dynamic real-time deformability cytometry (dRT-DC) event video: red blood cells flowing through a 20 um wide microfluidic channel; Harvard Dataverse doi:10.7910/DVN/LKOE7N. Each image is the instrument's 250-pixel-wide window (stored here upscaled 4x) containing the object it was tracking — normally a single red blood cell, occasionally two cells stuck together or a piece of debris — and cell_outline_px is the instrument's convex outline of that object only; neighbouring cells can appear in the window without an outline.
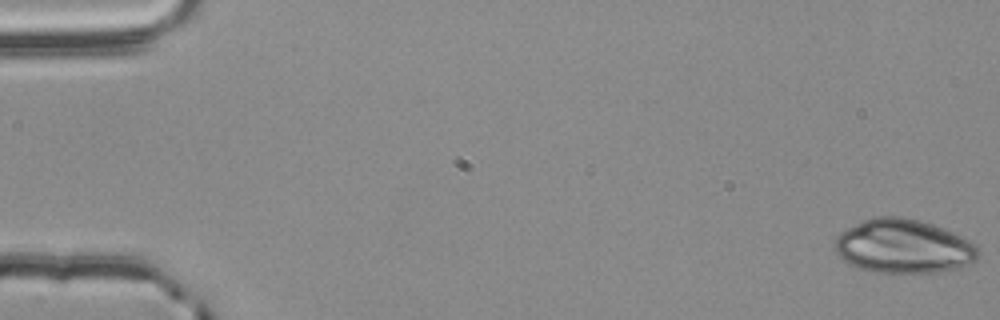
{"species": "common noctule bat (a hibernating species)", "species_latin": "Nyctalus noctula", "temperature_condition": "room temperature", "stored_images_in_passage": 56, "camera_frame_rate_fps": 3000, "um_per_image_px": 0.085, "animal": {"sex": "male", "body_mass_g": 20.4}, "frame": {"image": 1, "passage_image": 1, "time_ms": 0.0, "image_size_px": [1000, 320], "cell_outline_px": [[980, 252], [976, 260], [968, 264], [940, 272], [876, 272], [860, 268], [844, 260], [836, 252], [836, 236], [840, 232], [872, 216], [900, 216], [932, 224], [952, 232], [976, 244]], "centroid_in_image_um": [76.8, 20.93], "position_along_channel_um": 8.2, "area_um2": 44.56}}
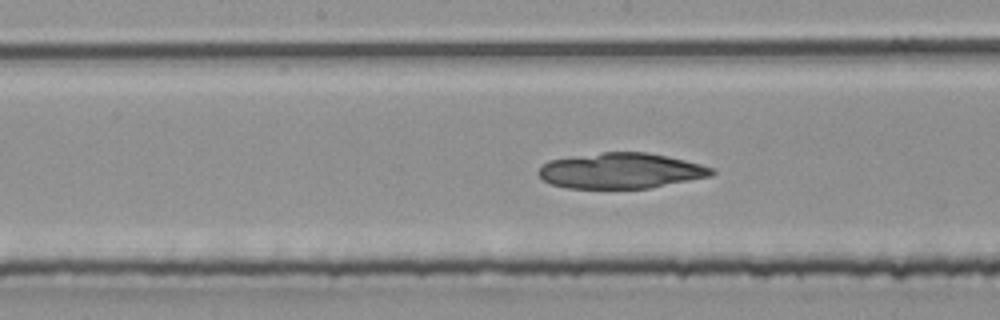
{"frame": {"image": 2, "passage_image": 29, "time_ms": 9.333, "image_size_px": [1000, 320], "cell_outline_px": [[716, 172], [712, 176], [648, 188], [568, 188], [552, 184], [544, 180], [536, 172], [548, 160], [604, 152], [644, 152], [668, 156], [700, 164], [712, 168]], "centroid_in_image_um": [52.78, 14.51], "position_along_channel_um": 195.4, "area_um2": 35.6}}
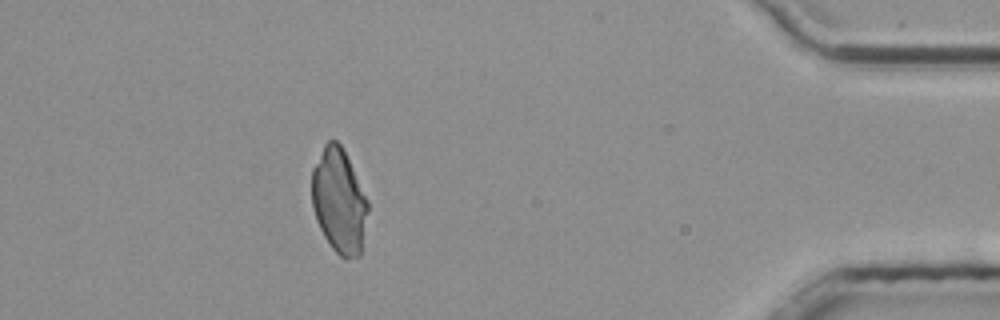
{"frame": {"image": 3, "passage_image": 50, "time_ms": 16.333, "image_size_px": [1000, 320], "cell_outline_px": [[368, 212], [360, 256], [348, 260], [344, 260], [332, 248], [324, 236], [316, 220], [312, 208], [312, 168], [324, 144], [328, 140], [336, 140], [340, 144], [368, 200]], "centroid_in_image_um": [28.81, 17.12], "position_along_channel_um": 406.4, "area_um2": 34.16}}